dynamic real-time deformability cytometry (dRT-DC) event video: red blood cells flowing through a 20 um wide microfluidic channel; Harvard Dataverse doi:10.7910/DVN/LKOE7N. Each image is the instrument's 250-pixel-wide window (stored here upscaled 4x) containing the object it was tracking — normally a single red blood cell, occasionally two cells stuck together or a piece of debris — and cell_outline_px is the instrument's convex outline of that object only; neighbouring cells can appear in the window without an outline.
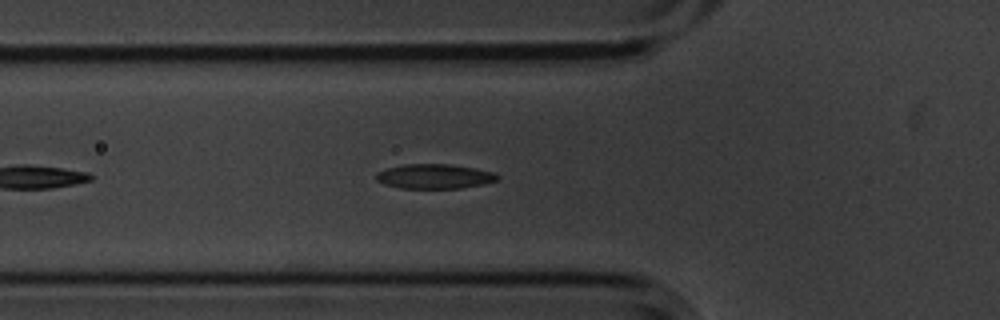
{"species": "common noctule bat (a hibernating species)", "species_latin": "Nyctalus noctula", "temperature_condition": "cold", "stored_images_in_passage": 29, "segment_of_instrument_passage": [1, 2], "camera_frame_rate_fps": 3000, "um_per_image_px": 0.085, "animal": {"sex": "male", "body_mass_g": 20.1, "forearm_length_mm": 53.5}, "frame": {"image": 1, "passage_image": 7, "time_ms": 2.0, "image_size_px": [1000, 320], "cell_outline_px": [[500, 176], [496, 180], [484, 184], [460, 188], [400, 188], [384, 184], [376, 180], [376, 176], [380, 172], [388, 168], [404, 164], [452, 164], [476, 168], [492, 172]], "centroid_in_image_um": [36.95, 14.99], "position_along_channel_um": 88.8, "area_um2": 17.28}}
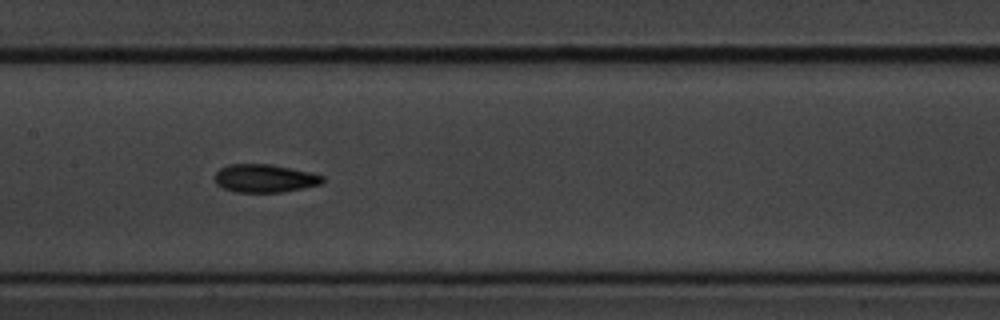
{"frame": {"image": 2, "passage_image": 15, "time_ms": 4.667, "image_size_px": [1000, 320], "cell_outline_px": [[324, 180], [320, 184], [280, 192], [236, 192], [224, 188], [216, 184], [212, 176], [220, 168], [228, 164], [268, 164], [312, 172], [324, 176]], "centroid_in_image_um": [22.45, 15.15], "position_along_channel_um": 185.0, "area_um2": 17.63}}
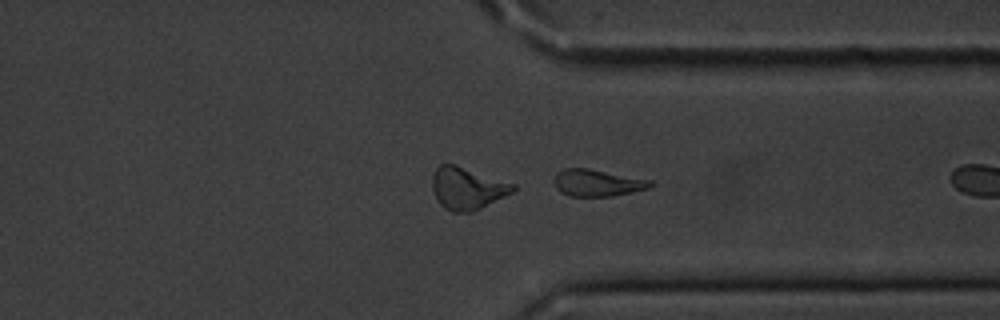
{"frame": {"image": 3, "passage_image": 27, "time_ms": 8.667, "image_size_px": [1000, 320], "cell_outline_px": [[652, 184], [648, 188], [612, 196], [572, 196], [560, 192], [556, 188], [552, 180], [556, 172], [564, 168], [588, 168], [652, 180]], "centroid_in_image_um": [50.71, 15.53], "position_along_channel_um": 360.7, "area_um2": 15.09}}